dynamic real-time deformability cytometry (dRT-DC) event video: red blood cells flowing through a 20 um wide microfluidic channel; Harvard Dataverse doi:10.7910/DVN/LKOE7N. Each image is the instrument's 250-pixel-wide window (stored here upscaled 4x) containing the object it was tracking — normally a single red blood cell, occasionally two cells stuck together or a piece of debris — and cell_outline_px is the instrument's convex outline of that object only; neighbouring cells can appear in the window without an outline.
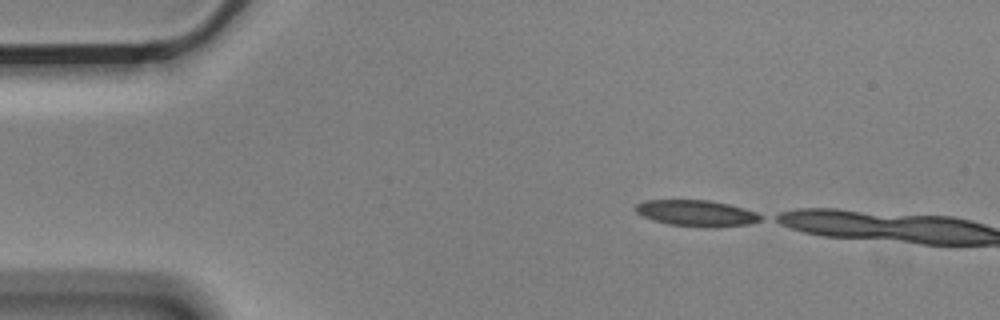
{"species": "Egyptian fruit bat (a non-hibernating species)", "species_latin": "Rousettus aegyptiacus", "temperature_condition": "cold", "stored_images_in_passage": 4, "camera_frame_rate_fps": 3000, "um_per_image_px": 0.085, "animal": {"sex": "male"}, "frame": {"image": 1, "passage_image": 1, "time_ms": 0.0, "image_size_px": [1000, 320], "cell_outline_px": [[764, 216], [760, 220], [748, 224], [716, 228], [668, 224], [652, 220], [636, 212], [636, 204], [644, 200], [708, 200], [728, 204], [744, 208], [756, 212]], "centroid_in_image_um": [59.22, 18.12], "position_along_channel_um": 25.8, "area_um2": 19.07}}